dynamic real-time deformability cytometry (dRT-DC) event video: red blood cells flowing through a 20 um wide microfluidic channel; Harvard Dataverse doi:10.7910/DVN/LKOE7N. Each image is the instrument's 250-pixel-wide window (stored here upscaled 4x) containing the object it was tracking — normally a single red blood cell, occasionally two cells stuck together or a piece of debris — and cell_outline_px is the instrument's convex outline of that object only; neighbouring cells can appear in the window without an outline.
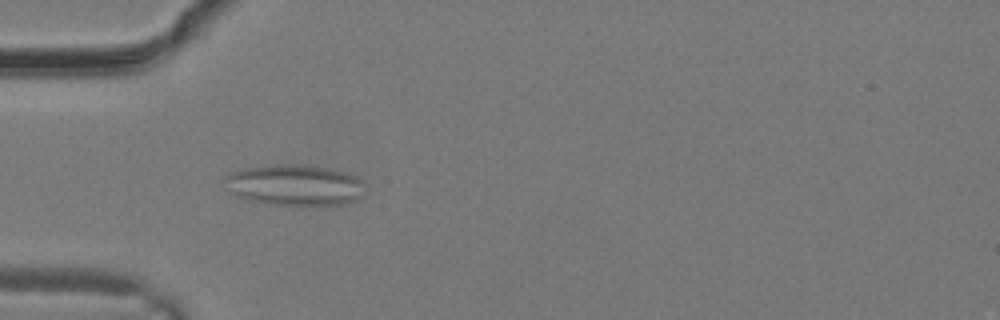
{"species": "common noctule bat (a hibernating species)", "species_latin": "Nyctalus noctula", "temperature_condition": "warm", "stored_images_in_passage": 17, "camera_frame_rate_fps": 3000, "um_per_image_px": 0.085, "animal": {"sex": "male", "body_mass_g": 19.2, "forearm_length_mm": 51.8}, "frame": {"image": 1, "passage_image": 8, "time_ms": 2.333, "image_size_px": [1000, 320], "cell_outline_px": [[360, 180], [356, 200], [340, 204], [268, 204], [248, 200], [232, 192], [220, 180], [224, 176], [232, 172], [244, 168], [276, 164], [308, 164], [328, 168], [344, 172], [356, 176]], "centroid_in_image_um": [24.92, 15.69], "position_along_channel_um": 60.1, "area_um2": 32.83}}
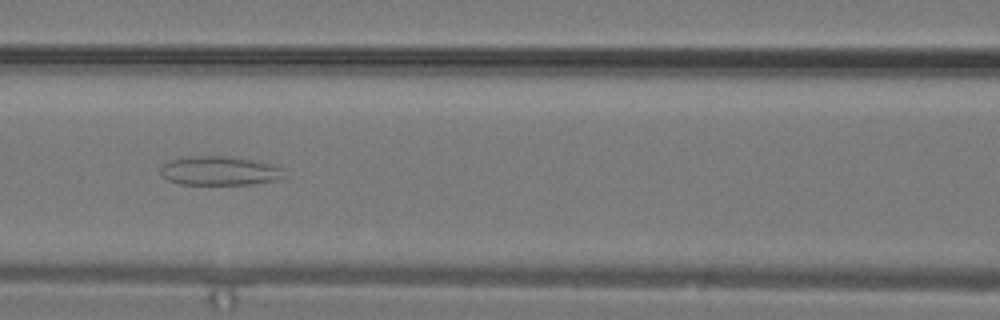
{"frame": {"image": 2, "passage_image": 12, "time_ms": 3.667, "image_size_px": [1000, 320], "cell_outline_px": [[284, 176], [272, 180], [252, 184], [180, 184], [168, 180], [160, 172], [160, 168], [164, 164], [172, 160], [188, 156], [224, 156], [248, 160], [268, 164], [280, 168]], "centroid_in_image_um": [18.57, 14.52], "position_along_channel_um": 148.0, "area_um2": 20.23}}
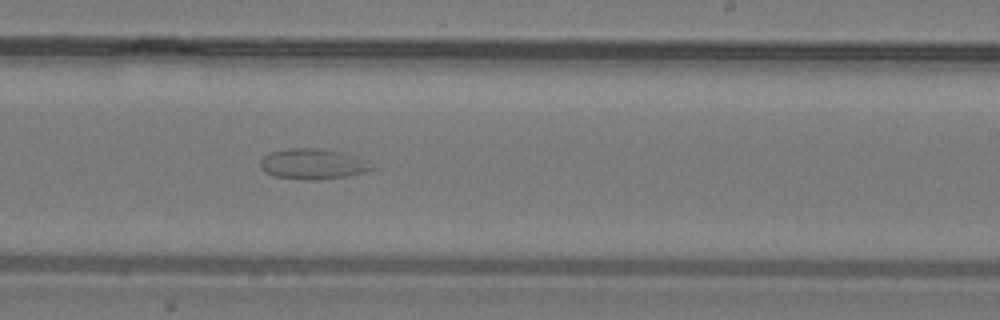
{"frame": {"image": 3, "passage_image": 17, "time_ms": 5.333, "image_size_px": [1000, 320], "cell_outline_px": [[380, 168], [364, 172], [344, 176], [316, 180], [304, 180], [272, 176], [264, 172], [260, 168], [260, 160], [268, 152], [288, 148], [316, 148], [340, 152], [372, 160]], "centroid_in_image_um": [26.64, 13.94], "position_along_channel_um": 262.4, "area_um2": 20.35}}